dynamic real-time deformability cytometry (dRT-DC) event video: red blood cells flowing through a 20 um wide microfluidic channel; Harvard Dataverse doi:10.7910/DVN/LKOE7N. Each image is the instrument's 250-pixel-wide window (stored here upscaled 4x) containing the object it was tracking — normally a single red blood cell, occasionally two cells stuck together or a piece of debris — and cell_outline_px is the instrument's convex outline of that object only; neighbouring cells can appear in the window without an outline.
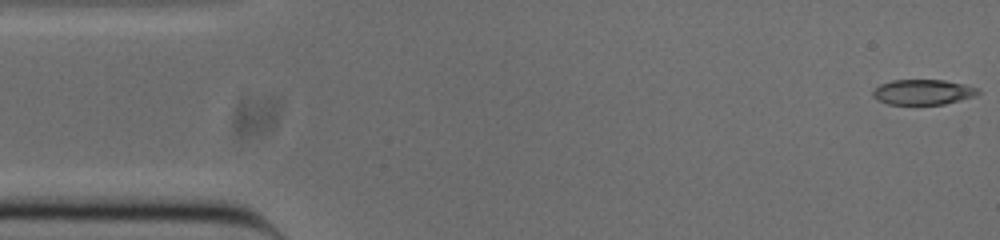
{"species": "common noctule bat (a hibernating species)", "species_latin": "Nyctalus noctula", "temperature_condition": "cold", "stored_images_in_passage": 52, "camera_frame_rate_fps": 3000, "um_per_image_px": 0.085, "animal": {"sex": "male", "body_mass_g": 20.0, "forearm_length_mm": 53.3}, "frame": {"image": 1, "passage_image": 1, "time_ms": 0.0, "image_size_px": [1000, 240], "cell_outline_px": [[980, 92], [976, 96], [944, 104], [888, 104], [876, 100], [872, 96], [872, 92], [880, 84], [892, 80], [944, 80], [964, 84], [976, 88]], "centroid_in_image_um": [78.43, 7.83], "position_along_channel_um": 6.6, "area_um2": 15.43}}
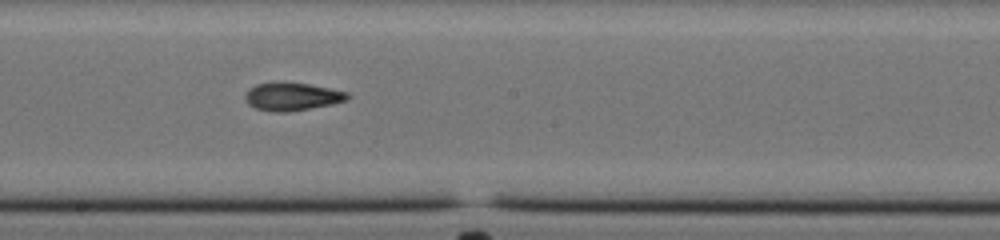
{"frame": {"image": 2, "passage_image": 27, "time_ms": 8.667, "image_size_px": [1000, 240], "cell_outline_px": [[352, 96], [348, 100], [332, 104], [288, 112], [272, 112], [256, 108], [248, 104], [244, 100], [244, 96], [248, 88], [256, 84], [308, 84], [348, 92]], "centroid_in_image_um": [24.84, 8.24], "position_along_channel_um": 223.4, "area_um2": 16.36}}
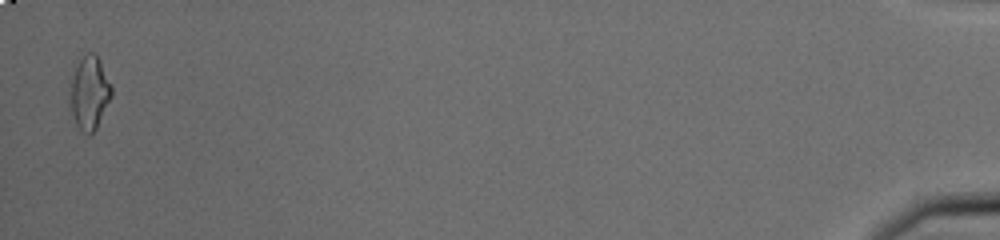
{"frame": {"image": 3, "passage_image": 51, "time_ms": 16.667, "image_size_px": [1000, 240], "cell_outline_px": [[112, 96], [96, 128], [88, 136], [80, 132], [68, 112], [68, 92], [76, 68], [80, 60], [88, 52], [96, 52], [100, 60], [112, 88]], "centroid_in_image_um": [7.55, 7.96], "position_along_channel_um": 427.6, "area_um2": 18.15}, "authors_computed_cell_mechanics": {"area_um2": 16.6464, "velocity_mm_per_s": 3.8778, "shape_relaxation_time_tau1_ms": null, "shape_relaxation_time_tau2_ms": 4.2555, "deformation_change_tau1": null, "deformation_change_tau2": 0.1118}}